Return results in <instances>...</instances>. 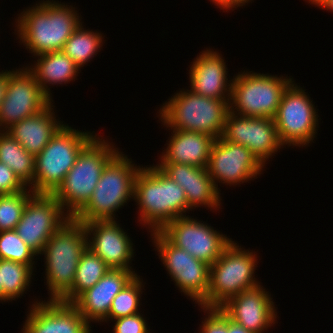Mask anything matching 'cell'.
I'll return each instance as SVG.
<instances>
[{"instance_id": "cell-11", "label": "cell", "mask_w": 333, "mask_h": 333, "mask_svg": "<svg viewBox=\"0 0 333 333\" xmlns=\"http://www.w3.org/2000/svg\"><path fill=\"white\" fill-rule=\"evenodd\" d=\"M150 238L176 288L199 305L208 295L210 265L173 245L160 231L151 232Z\"/></svg>"}, {"instance_id": "cell-1", "label": "cell", "mask_w": 333, "mask_h": 333, "mask_svg": "<svg viewBox=\"0 0 333 333\" xmlns=\"http://www.w3.org/2000/svg\"><path fill=\"white\" fill-rule=\"evenodd\" d=\"M75 9L55 0H41L27 7L15 19L14 30L19 43L33 56L62 51L65 42L82 23Z\"/></svg>"}, {"instance_id": "cell-4", "label": "cell", "mask_w": 333, "mask_h": 333, "mask_svg": "<svg viewBox=\"0 0 333 333\" xmlns=\"http://www.w3.org/2000/svg\"><path fill=\"white\" fill-rule=\"evenodd\" d=\"M84 224L67 220L47 241L44 255L48 300H59L72 286L81 255L87 249Z\"/></svg>"}, {"instance_id": "cell-26", "label": "cell", "mask_w": 333, "mask_h": 333, "mask_svg": "<svg viewBox=\"0 0 333 333\" xmlns=\"http://www.w3.org/2000/svg\"><path fill=\"white\" fill-rule=\"evenodd\" d=\"M0 162L11 168L28 188L33 185L35 156L6 131H0Z\"/></svg>"}, {"instance_id": "cell-6", "label": "cell", "mask_w": 333, "mask_h": 333, "mask_svg": "<svg viewBox=\"0 0 333 333\" xmlns=\"http://www.w3.org/2000/svg\"><path fill=\"white\" fill-rule=\"evenodd\" d=\"M121 150L106 164L87 205L74 217L83 224L117 220L116 211L134 199L135 179L142 166Z\"/></svg>"}, {"instance_id": "cell-16", "label": "cell", "mask_w": 333, "mask_h": 333, "mask_svg": "<svg viewBox=\"0 0 333 333\" xmlns=\"http://www.w3.org/2000/svg\"><path fill=\"white\" fill-rule=\"evenodd\" d=\"M264 166L251 151L237 143L228 142L222 137L216 139L211 147L208 173L220 192L218 183L236 186L263 174Z\"/></svg>"}, {"instance_id": "cell-13", "label": "cell", "mask_w": 333, "mask_h": 333, "mask_svg": "<svg viewBox=\"0 0 333 333\" xmlns=\"http://www.w3.org/2000/svg\"><path fill=\"white\" fill-rule=\"evenodd\" d=\"M51 100L25 66L8 71L5 98L0 105V131L44 110Z\"/></svg>"}, {"instance_id": "cell-32", "label": "cell", "mask_w": 333, "mask_h": 333, "mask_svg": "<svg viewBox=\"0 0 333 333\" xmlns=\"http://www.w3.org/2000/svg\"><path fill=\"white\" fill-rule=\"evenodd\" d=\"M33 194L27 188L18 193L0 195V232L16 229L26 203Z\"/></svg>"}, {"instance_id": "cell-37", "label": "cell", "mask_w": 333, "mask_h": 333, "mask_svg": "<svg viewBox=\"0 0 333 333\" xmlns=\"http://www.w3.org/2000/svg\"><path fill=\"white\" fill-rule=\"evenodd\" d=\"M8 85V70H2L0 72V105L5 98V93Z\"/></svg>"}, {"instance_id": "cell-22", "label": "cell", "mask_w": 333, "mask_h": 333, "mask_svg": "<svg viewBox=\"0 0 333 333\" xmlns=\"http://www.w3.org/2000/svg\"><path fill=\"white\" fill-rule=\"evenodd\" d=\"M135 271L110 269L93 287L81 293L72 304L90 323L101 324L109 314L114 297L136 276Z\"/></svg>"}, {"instance_id": "cell-33", "label": "cell", "mask_w": 333, "mask_h": 333, "mask_svg": "<svg viewBox=\"0 0 333 333\" xmlns=\"http://www.w3.org/2000/svg\"><path fill=\"white\" fill-rule=\"evenodd\" d=\"M198 306L206 313L198 333H229V317L220 307Z\"/></svg>"}, {"instance_id": "cell-31", "label": "cell", "mask_w": 333, "mask_h": 333, "mask_svg": "<svg viewBox=\"0 0 333 333\" xmlns=\"http://www.w3.org/2000/svg\"><path fill=\"white\" fill-rule=\"evenodd\" d=\"M36 256L39 255L24 243L15 229L0 232V259L27 264L34 270Z\"/></svg>"}, {"instance_id": "cell-20", "label": "cell", "mask_w": 333, "mask_h": 333, "mask_svg": "<svg viewBox=\"0 0 333 333\" xmlns=\"http://www.w3.org/2000/svg\"><path fill=\"white\" fill-rule=\"evenodd\" d=\"M156 166L184 189L188 213L201 206L213 212L220 209L221 193L215 188L207 167L179 163H158Z\"/></svg>"}, {"instance_id": "cell-38", "label": "cell", "mask_w": 333, "mask_h": 333, "mask_svg": "<svg viewBox=\"0 0 333 333\" xmlns=\"http://www.w3.org/2000/svg\"><path fill=\"white\" fill-rule=\"evenodd\" d=\"M306 2H308L309 4H313L315 5L317 8L319 7V9H325V10H329L330 12L333 13V0H304Z\"/></svg>"}, {"instance_id": "cell-9", "label": "cell", "mask_w": 333, "mask_h": 333, "mask_svg": "<svg viewBox=\"0 0 333 333\" xmlns=\"http://www.w3.org/2000/svg\"><path fill=\"white\" fill-rule=\"evenodd\" d=\"M293 81L287 75L238 72L233 76L229 110L241 116L274 118L283 93Z\"/></svg>"}, {"instance_id": "cell-14", "label": "cell", "mask_w": 333, "mask_h": 333, "mask_svg": "<svg viewBox=\"0 0 333 333\" xmlns=\"http://www.w3.org/2000/svg\"><path fill=\"white\" fill-rule=\"evenodd\" d=\"M69 219L53 194L34 193L28 199L15 230L39 255L50 237Z\"/></svg>"}, {"instance_id": "cell-35", "label": "cell", "mask_w": 333, "mask_h": 333, "mask_svg": "<svg viewBox=\"0 0 333 333\" xmlns=\"http://www.w3.org/2000/svg\"><path fill=\"white\" fill-rule=\"evenodd\" d=\"M27 188L11 168L0 162V195L18 193Z\"/></svg>"}, {"instance_id": "cell-5", "label": "cell", "mask_w": 333, "mask_h": 333, "mask_svg": "<svg viewBox=\"0 0 333 333\" xmlns=\"http://www.w3.org/2000/svg\"><path fill=\"white\" fill-rule=\"evenodd\" d=\"M163 102L158 118L166 129L194 131L215 140L222 136L230 100L213 99L181 89Z\"/></svg>"}, {"instance_id": "cell-27", "label": "cell", "mask_w": 333, "mask_h": 333, "mask_svg": "<svg viewBox=\"0 0 333 333\" xmlns=\"http://www.w3.org/2000/svg\"><path fill=\"white\" fill-rule=\"evenodd\" d=\"M109 270L106 263L87 248L78 262L73 286L59 300L72 303L81 293L93 287Z\"/></svg>"}, {"instance_id": "cell-40", "label": "cell", "mask_w": 333, "mask_h": 333, "mask_svg": "<svg viewBox=\"0 0 333 333\" xmlns=\"http://www.w3.org/2000/svg\"><path fill=\"white\" fill-rule=\"evenodd\" d=\"M0 302L3 304V287L1 285V277H0Z\"/></svg>"}, {"instance_id": "cell-3", "label": "cell", "mask_w": 333, "mask_h": 333, "mask_svg": "<svg viewBox=\"0 0 333 333\" xmlns=\"http://www.w3.org/2000/svg\"><path fill=\"white\" fill-rule=\"evenodd\" d=\"M97 134L78 154L63 183L53 193L62 209L74 218L90 201L106 164L119 149Z\"/></svg>"}, {"instance_id": "cell-18", "label": "cell", "mask_w": 333, "mask_h": 333, "mask_svg": "<svg viewBox=\"0 0 333 333\" xmlns=\"http://www.w3.org/2000/svg\"><path fill=\"white\" fill-rule=\"evenodd\" d=\"M116 220H97L87 222V247L98 255L110 269L133 270V242ZM131 263V264H130Z\"/></svg>"}, {"instance_id": "cell-23", "label": "cell", "mask_w": 333, "mask_h": 333, "mask_svg": "<svg viewBox=\"0 0 333 333\" xmlns=\"http://www.w3.org/2000/svg\"><path fill=\"white\" fill-rule=\"evenodd\" d=\"M171 130L166 148L157 163H179L196 167H207L210 151L215 139L194 131Z\"/></svg>"}, {"instance_id": "cell-17", "label": "cell", "mask_w": 333, "mask_h": 333, "mask_svg": "<svg viewBox=\"0 0 333 333\" xmlns=\"http://www.w3.org/2000/svg\"><path fill=\"white\" fill-rule=\"evenodd\" d=\"M28 310L22 333H92V325L72 303L34 299Z\"/></svg>"}, {"instance_id": "cell-19", "label": "cell", "mask_w": 333, "mask_h": 333, "mask_svg": "<svg viewBox=\"0 0 333 333\" xmlns=\"http://www.w3.org/2000/svg\"><path fill=\"white\" fill-rule=\"evenodd\" d=\"M261 284L231 297L220 306L230 319L252 333H264L277 323V307Z\"/></svg>"}, {"instance_id": "cell-7", "label": "cell", "mask_w": 333, "mask_h": 333, "mask_svg": "<svg viewBox=\"0 0 333 333\" xmlns=\"http://www.w3.org/2000/svg\"><path fill=\"white\" fill-rule=\"evenodd\" d=\"M64 124L35 156L33 193L53 194L63 183L81 150L97 135Z\"/></svg>"}, {"instance_id": "cell-8", "label": "cell", "mask_w": 333, "mask_h": 333, "mask_svg": "<svg viewBox=\"0 0 333 333\" xmlns=\"http://www.w3.org/2000/svg\"><path fill=\"white\" fill-rule=\"evenodd\" d=\"M243 249L232 241L210 266L208 295L199 305L220 307L231 297L260 284L254 277L258 255Z\"/></svg>"}, {"instance_id": "cell-28", "label": "cell", "mask_w": 333, "mask_h": 333, "mask_svg": "<svg viewBox=\"0 0 333 333\" xmlns=\"http://www.w3.org/2000/svg\"><path fill=\"white\" fill-rule=\"evenodd\" d=\"M83 23L72 33L62 49L80 69L100 52L105 43L101 32L86 29Z\"/></svg>"}, {"instance_id": "cell-36", "label": "cell", "mask_w": 333, "mask_h": 333, "mask_svg": "<svg viewBox=\"0 0 333 333\" xmlns=\"http://www.w3.org/2000/svg\"><path fill=\"white\" fill-rule=\"evenodd\" d=\"M217 8L222 9L223 12H229L230 10L234 11L235 8L244 6L239 0H209ZM226 10V11H225ZM229 10V11H228Z\"/></svg>"}, {"instance_id": "cell-15", "label": "cell", "mask_w": 333, "mask_h": 333, "mask_svg": "<svg viewBox=\"0 0 333 333\" xmlns=\"http://www.w3.org/2000/svg\"><path fill=\"white\" fill-rule=\"evenodd\" d=\"M221 137L247 147L264 167L266 161L285 147L279 138L274 118L241 116L230 110Z\"/></svg>"}, {"instance_id": "cell-30", "label": "cell", "mask_w": 333, "mask_h": 333, "mask_svg": "<svg viewBox=\"0 0 333 333\" xmlns=\"http://www.w3.org/2000/svg\"><path fill=\"white\" fill-rule=\"evenodd\" d=\"M143 280L136 275L113 299L108 317L103 322H108L121 317L135 315L141 311L140 299L143 294Z\"/></svg>"}, {"instance_id": "cell-24", "label": "cell", "mask_w": 333, "mask_h": 333, "mask_svg": "<svg viewBox=\"0 0 333 333\" xmlns=\"http://www.w3.org/2000/svg\"><path fill=\"white\" fill-rule=\"evenodd\" d=\"M51 102L39 113L24 118L6 130L28 153L36 156L64 125L54 112ZM57 118V119H56Z\"/></svg>"}, {"instance_id": "cell-21", "label": "cell", "mask_w": 333, "mask_h": 333, "mask_svg": "<svg viewBox=\"0 0 333 333\" xmlns=\"http://www.w3.org/2000/svg\"><path fill=\"white\" fill-rule=\"evenodd\" d=\"M191 63L190 90L204 97L230 100L233 78L228 80L226 62L218 51L206 48Z\"/></svg>"}, {"instance_id": "cell-41", "label": "cell", "mask_w": 333, "mask_h": 333, "mask_svg": "<svg viewBox=\"0 0 333 333\" xmlns=\"http://www.w3.org/2000/svg\"><path fill=\"white\" fill-rule=\"evenodd\" d=\"M239 1L245 6L246 3H247L246 5H248L249 2L252 3L253 0H239Z\"/></svg>"}, {"instance_id": "cell-2", "label": "cell", "mask_w": 333, "mask_h": 333, "mask_svg": "<svg viewBox=\"0 0 333 333\" xmlns=\"http://www.w3.org/2000/svg\"><path fill=\"white\" fill-rule=\"evenodd\" d=\"M133 200L139 209L138 221L149 229L148 232L160 231L167 223L188 212L184 189L156 164L142 166L137 173Z\"/></svg>"}, {"instance_id": "cell-34", "label": "cell", "mask_w": 333, "mask_h": 333, "mask_svg": "<svg viewBox=\"0 0 333 333\" xmlns=\"http://www.w3.org/2000/svg\"><path fill=\"white\" fill-rule=\"evenodd\" d=\"M110 321L115 322L114 325H112L113 333H151L146 323V317H143L141 312Z\"/></svg>"}, {"instance_id": "cell-12", "label": "cell", "mask_w": 333, "mask_h": 333, "mask_svg": "<svg viewBox=\"0 0 333 333\" xmlns=\"http://www.w3.org/2000/svg\"><path fill=\"white\" fill-rule=\"evenodd\" d=\"M204 222L189 215L180 216L167 223L160 232L173 245L211 266L233 239Z\"/></svg>"}, {"instance_id": "cell-39", "label": "cell", "mask_w": 333, "mask_h": 333, "mask_svg": "<svg viewBox=\"0 0 333 333\" xmlns=\"http://www.w3.org/2000/svg\"><path fill=\"white\" fill-rule=\"evenodd\" d=\"M229 333H252L241 324L229 318Z\"/></svg>"}, {"instance_id": "cell-29", "label": "cell", "mask_w": 333, "mask_h": 333, "mask_svg": "<svg viewBox=\"0 0 333 333\" xmlns=\"http://www.w3.org/2000/svg\"><path fill=\"white\" fill-rule=\"evenodd\" d=\"M34 270L27 264L0 259V277L3 287V302L21 298L30 288Z\"/></svg>"}, {"instance_id": "cell-10", "label": "cell", "mask_w": 333, "mask_h": 333, "mask_svg": "<svg viewBox=\"0 0 333 333\" xmlns=\"http://www.w3.org/2000/svg\"><path fill=\"white\" fill-rule=\"evenodd\" d=\"M305 91L294 80L283 93L274 121L284 146L307 147L317 137L319 115Z\"/></svg>"}, {"instance_id": "cell-25", "label": "cell", "mask_w": 333, "mask_h": 333, "mask_svg": "<svg viewBox=\"0 0 333 333\" xmlns=\"http://www.w3.org/2000/svg\"><path fill=\"white\" fill-rule=\"evenodd\" d=\"M33 58L36 59L34 64H31L32 66L29 64L26 67L34 74L42 91L51 100L53 96L49 86L74 82L81 71L80 67L63 51L48 52Z\"/></svg>"}]
</instances>
